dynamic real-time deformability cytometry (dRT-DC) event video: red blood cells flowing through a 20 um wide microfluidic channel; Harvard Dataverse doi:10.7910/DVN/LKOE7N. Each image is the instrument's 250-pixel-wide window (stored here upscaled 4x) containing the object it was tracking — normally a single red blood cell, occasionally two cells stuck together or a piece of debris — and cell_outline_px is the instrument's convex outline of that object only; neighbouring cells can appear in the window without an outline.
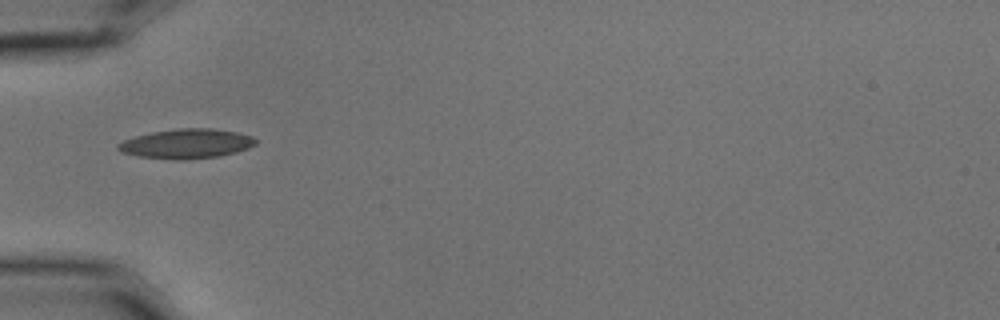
{"species": "common noctule bat (a hibernating species)", "species_latin": "Nyctalus noctula", "temperature_condition": "cold", "stored_images_in_passage": 39, "camera_frame_rate_fps": 3000, "um_per_image_px": 0.085, "animal": {"sex": "male", "body_mass_g": 15.6}, "frame": {"image": 1, "passage_image": 1, "time_ms": 0.0, "image_size_px": [1000, 320], "cell_outline_px": [[256, 144], [248, 148], [236, 152], [220, 156], [184, 160], [176, 160], [140, 156], [120, 152], [116, 148], [116, 144], [124, 140], [136, 136], [152, 132], [176, 128], [212, 128], [236, 132], [252, 136], [256, 140]], "centroid_in_image_um": [15.84, 12.21], "position_along_channel_um": 69.2, "area_um2": 23.76}}
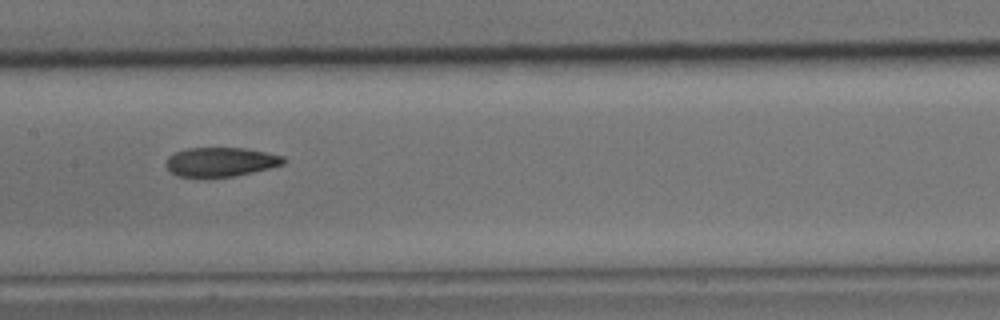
{"frame": {"image": 2, "passage_image": 11, "time_ms": 3.333, "image_size_px": [1000, 320], "cell_outline_px": [[284, 164], [252, 172], [232, 176], [176, 176], [164, 164], [168, 156], [176, 152], [188, 148], [244, 148], [284, 156]], "centroid_in_image_um": [18.73, 13.75], "position_along_channel_um": 188.7, "area_um2": 19.59}}
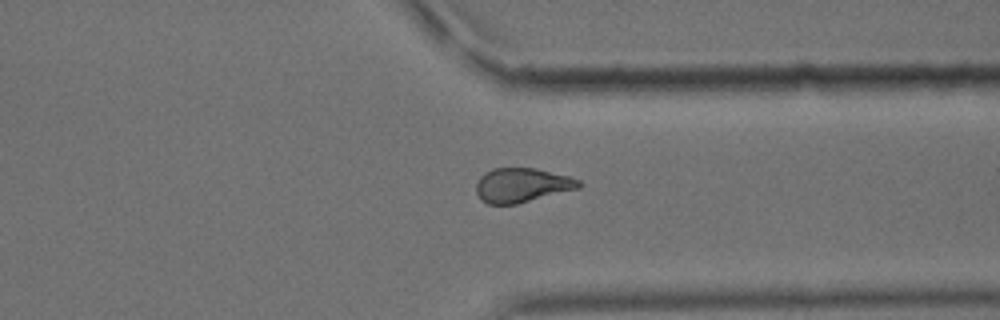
{"frame": {"image": 3, "passage_image": 26, "time_ms": 8.333, "image_size_px": [1000, 320], "cell_outline_px": [[584, 184], [580, 188], [516, 204], [488, 204], [480, 200], [476, 192], [476, 184], [480, 176], [484, 172], [492, 168], [536, 168], [568, 176], [580, 180]], "centroid_in_image_um": [44.36, 15.74], "position_along_channel_um": 367.0, "area_um2": 20.69}, "authors_computed_cell_mechanics": {"area_um2": 21.1548, "velocity_mm_per_s": 3.5692, "shape_relaxation_time_tau1_ms": 9.1803, "shape_relaxation_time_tau2_ms": 4.2628, "deformation_change_tau1": 0.2047, "deformation_change_tau2": 0.1121}}